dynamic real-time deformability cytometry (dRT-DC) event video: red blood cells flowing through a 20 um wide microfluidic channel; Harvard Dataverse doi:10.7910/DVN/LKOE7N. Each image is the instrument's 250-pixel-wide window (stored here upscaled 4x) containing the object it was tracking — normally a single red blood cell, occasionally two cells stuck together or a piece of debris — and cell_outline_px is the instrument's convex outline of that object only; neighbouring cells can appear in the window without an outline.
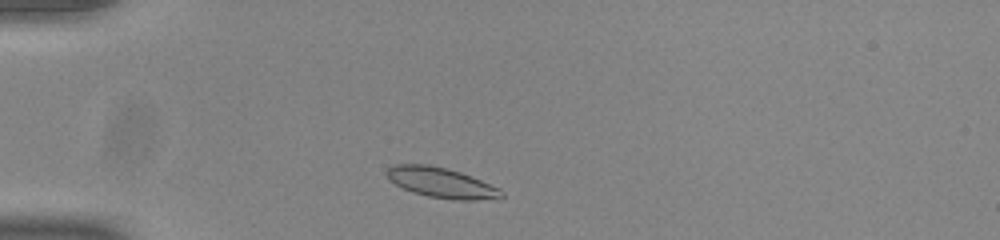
{"species": "common noctule bat (a hibernating species)", "species_latin": "Nyctalus noctula", "temperature_condition": "room temperature", "stored_images_in_passage": 40, "camera_frame_rate_fps": 3000, "um_per_image_px": 0.085, "animal": {"sex": "male", "body_mass_g": 20.0, "forearm_length_mm": 53.3}, "frame": {"image": 1, "passage_image": 1, "time_ms": 0.0, "image_size_px": [1000, 240], "cell_outline_px": [[504, 196], [500, 200], [456, 200], [428, 196], [412, 192], [396, 184], [384, 172], [388, 168], [396, 164], [428, 164], [448, 168], [472, 176], [500, 188], [504, 192]], "centroid_in_image_um": [37.6, 15.54], "position_along_channel_um": 47.4, "area_um2": 20.4}}
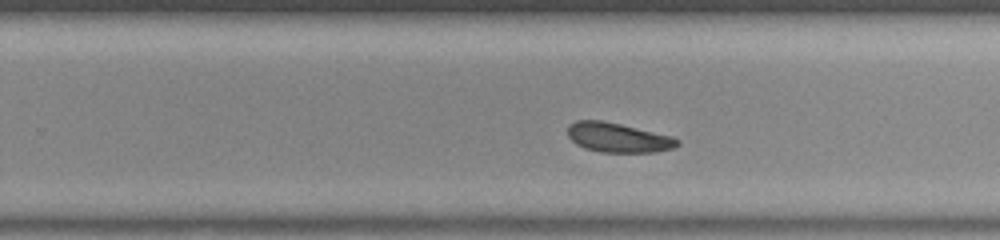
{"frame": {"image": 2, "passage_image": 21, "time_ms": 6.667, "image_size_px": [1000, 240], "cell_outline_px": [[680, 144], [672, 148], [656, 152], [600, 152], [584, 148], [576, 144], [568, 136], [568, 128], [576, 120], [600, 120], [620, 124], [672, 136], [680, 140]], "centroid_in_image_um": [52.54, 11.7], "position_along_channel_um": 277.3, "area_um2": 18.73}}
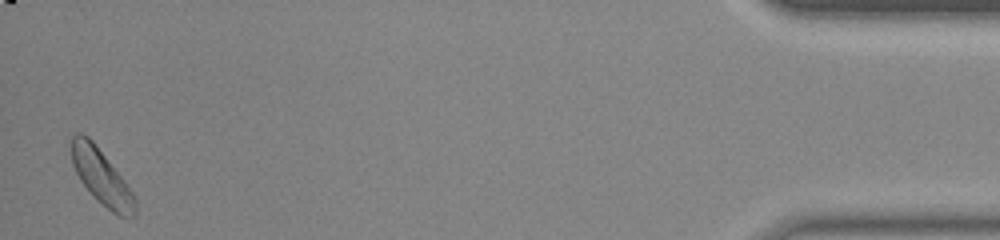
{"frame": {"image": 3, "passage_image": 39, "time_ms": 12.667, "image_size_px": [1000, 240], "cell_outline_px": [[136, 216], [116, 216], [80, 180], [72, 164], [72, 136], [76, 132], [80, 132], [88, 136], [92, 140], [124, 180], [132, 192], [136, 200]], "centroid_in_image_um": [8.64, 15.02], "position_along_channel_um": 426.6, "area_um2": 19.83}, "authors_computed_cell_mechanics": {"area_um2": 19.1896, "velocity_mm_per_s": 3.833, "shape_relaxation_time_tau1_ms": 3.0988, "shape_relaxation_time_tau2_ms": 2.241, "deformation_change_tau1": 0.094, "deformation_change_tau2": 0.0792}}